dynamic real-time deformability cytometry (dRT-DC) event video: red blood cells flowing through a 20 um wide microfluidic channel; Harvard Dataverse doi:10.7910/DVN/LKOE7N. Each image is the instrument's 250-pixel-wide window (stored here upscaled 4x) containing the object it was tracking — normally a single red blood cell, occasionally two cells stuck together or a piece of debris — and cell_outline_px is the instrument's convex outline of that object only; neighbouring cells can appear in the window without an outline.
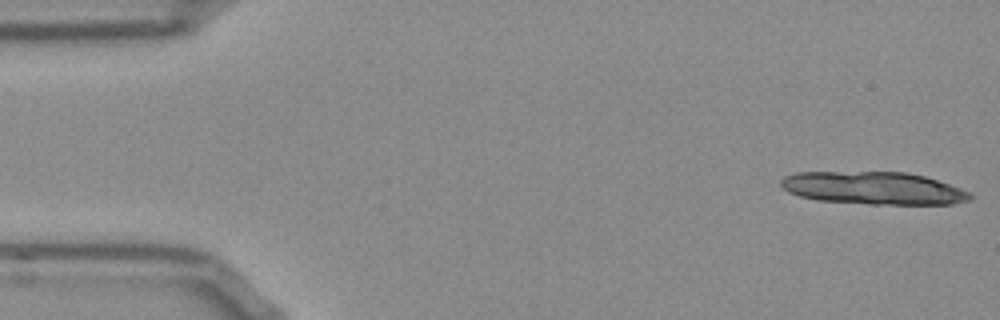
{"species": "Egyptian fruit bat (a non-hibernating species)", "species_latin": "Rousettus aegyptiacus", "temperature_condition": "room temperature", "stored_images_in_passage": 12, "camera_frame_rate_fps": 3000, "um_per_image_px": 0.085, "frame": {"image": 1, "passage_image": 1, "time_ms": 0.0, "image_size_px": [1000, 320], "cell_outline_px": [[972, 196], [968, 200], [952, 204], [868, 204], [820, 200], [800, 196], [788, 192], [780, 184], [780, 180], [784, 176], [796, 172], [908, 172], [924, 176], [960, 188], [968, 192]], "centroid_in_image_um": [74.21, 15.98], "position_along_channel_um": 10.8, "area_um2": 35.78}}